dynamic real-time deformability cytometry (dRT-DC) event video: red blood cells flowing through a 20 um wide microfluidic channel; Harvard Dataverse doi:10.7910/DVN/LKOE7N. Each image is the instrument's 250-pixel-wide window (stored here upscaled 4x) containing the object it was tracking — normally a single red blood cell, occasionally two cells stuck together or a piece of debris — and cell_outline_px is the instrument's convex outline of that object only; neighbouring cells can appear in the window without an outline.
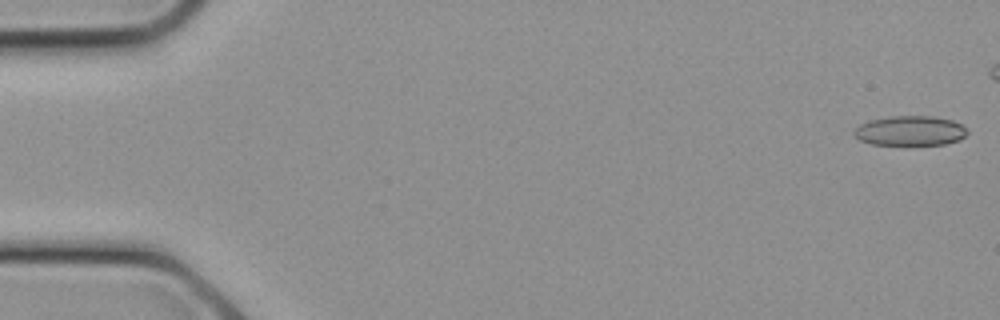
{"species": "common noctule bat (a hibernating species)", "species_latin": "Nyctalus noctula", "temperature_condition": "cold", "stored_images_in_passage": 4, "camera_frame_rate_fps": 3000, "um_per_image_px": 0.085, "animal": {"sex": "female", "body_mass_g": 21.9}, "frame": {"image": 1, "passage_image": 1, "time_ms": 0.0, "image_size_px": [1000, 320], "cell_outline_px": [[968, 132], [960, 140], [944, 144], [908, 148], [872, 144], [860, 140], [852, 132], [860, 124], [868, 120], [892, 116], [932, 116], [952, 120], [968, 128]], "centroid_in_image_um": [77.36, 11.17], "position_along_channel_um": 7.6, "area_um2": 20.58}}